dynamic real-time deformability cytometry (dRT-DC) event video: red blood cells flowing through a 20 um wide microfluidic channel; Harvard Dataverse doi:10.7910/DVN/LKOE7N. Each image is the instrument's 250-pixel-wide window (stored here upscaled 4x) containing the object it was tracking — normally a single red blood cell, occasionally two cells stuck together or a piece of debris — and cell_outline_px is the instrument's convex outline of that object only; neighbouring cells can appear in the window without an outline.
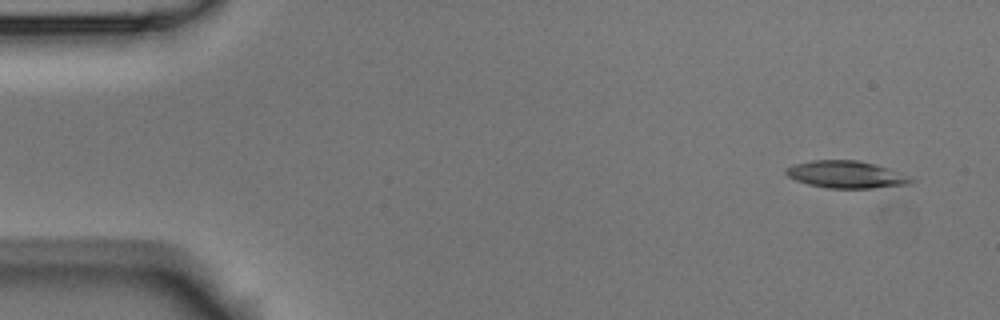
{"species": "Egyptian fruit bat (a non-hibernating species)", "species_latin": "Rousettus aegyptiacus", "temperature_condition": "room temperature", "stored_images_in_passage": 10, "camera_frame_rate_fps": 3000, "um_per_image_px": 0.085, "animal": {"sex": "male"}, "frame": {"image": 1, "passage_image": 1, "time_ms": 0.0, "image_size_px": [1000, 320], "cell_outline_px": [[916, 180], [908, 184], [872, 188], [824, 188], [808, 184], [796, 180], [788, 176], [784, 172], [784, 168], [796, 164], [812, 160], [856, 160], [876, 164]], "centroid_in_image_um": [71.86, 14.83], "position_along_channel_um": 13.1, "area_um2": 19.59}}
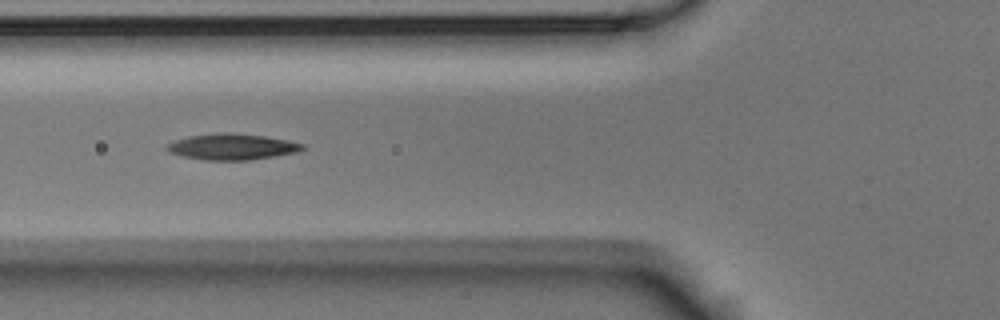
{"frame": {"image": 2, "passage_image": 6, "time_ms": 5.667, "image_size_px": [1000, 320], "cell_outline_px": [[308, 148], [296, 152], [248, 160], [204, 160], [184, 156], [168, 152], [164, 148], [168, 144], [176, 140], [188, 136], [228, 132], [232, 132], [264, 136], [288, 140], [304, 144]], "centroid_in_image_um": [19.73, 12.47], "position_along_channel_um": 106.1, "area_um2": 20.46}}
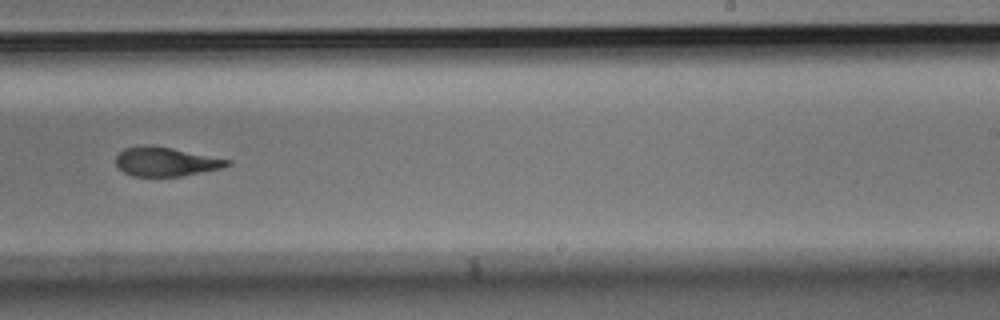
{"frame": {"image": 3, "passage_image": 10, "time_ms": 10.333, "image_size_px": [1000, 320], "cell_outline_px": [[232, 164], [220, 168], [180, 176], [132, 176], [124, 172], [116, 164], [116, 156], [124, 148], [172, 148], [232, 160]], "centroid_in_image_um": [14.14, 13.78], "position_along_channel_um": 274.9, "area_um2": 18.03}}